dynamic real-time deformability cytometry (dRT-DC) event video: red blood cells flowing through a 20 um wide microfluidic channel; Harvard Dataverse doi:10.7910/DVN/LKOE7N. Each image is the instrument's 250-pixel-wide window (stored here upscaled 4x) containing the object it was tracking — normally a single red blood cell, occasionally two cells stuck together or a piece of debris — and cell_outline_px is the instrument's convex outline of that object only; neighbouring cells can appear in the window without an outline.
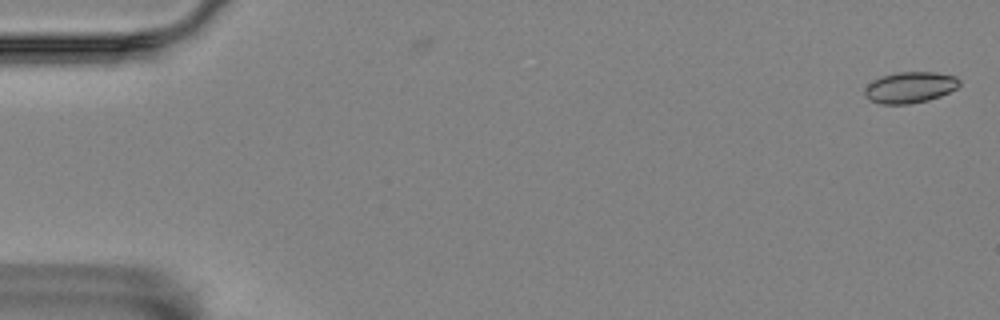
{"species": "Egyptian fruit bat (a non-hibernating species)", "species_latin": "Rousettus aegyptiacus", "temperature_condition": "room temperature", "stored_images_in_passage": 5, "camera_frame_rate_fps": 3000, "um_per_image_px": 0.085, "animal": {"sex": "female"}, "frame": {"image": 1, "passage_image": 1, "time_ms": 0.0, "image_size_px": [1000, 320], "cell_outline_px": [[960, 84], [956, 88], [940, 96], [928, 100], [908, 104], [880, 104], [872, 100], [864, 92], [868, 84], [872, 80], [880, 76], [896, 72], [936, 72], [956, 76], [960, 80]], "centroid_in_image_um": [77.37, 7.41], "position_along_channel_um": 7.6, "area_um2": 17.11}}